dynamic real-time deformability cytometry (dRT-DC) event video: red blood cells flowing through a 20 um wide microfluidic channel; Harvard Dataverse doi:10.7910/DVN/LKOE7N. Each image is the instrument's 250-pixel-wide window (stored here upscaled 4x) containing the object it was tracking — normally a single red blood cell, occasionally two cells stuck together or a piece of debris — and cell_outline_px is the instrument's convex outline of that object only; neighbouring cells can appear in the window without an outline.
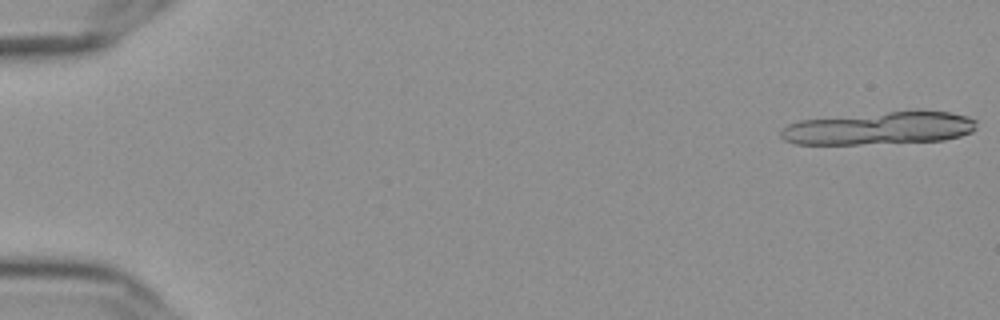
{"species": "Egyptian fruit bat (a non-hibernating species)", "species_latin": "Rousettus aegyptiacus", "temperature_condition": "cold", "stored_images_in_passage": 33, "segment_of_instrument_passage": [1, 2], "camera_frame_rate_fps": 3000, "um_per_image_px": 0.085, "frame": {"image": 1, "passage_image": 1, "time_ms": 0.0, "image_size_px": [1000, 320], "cell_outline_px": [[976, 128], [972, 132], [960, 136], [944, 140], [860, 144], [796, 144], [784, 140], [780, 136], [780, 132], [788, 124], [800, 120], [916, 108], [920, 108], [948, 112], [964, 116], [976, 120]], "centroid_in_image_um": [74.78, 10.86], "position_along_channel_um": 10.2, "area_um2": 38.09}}